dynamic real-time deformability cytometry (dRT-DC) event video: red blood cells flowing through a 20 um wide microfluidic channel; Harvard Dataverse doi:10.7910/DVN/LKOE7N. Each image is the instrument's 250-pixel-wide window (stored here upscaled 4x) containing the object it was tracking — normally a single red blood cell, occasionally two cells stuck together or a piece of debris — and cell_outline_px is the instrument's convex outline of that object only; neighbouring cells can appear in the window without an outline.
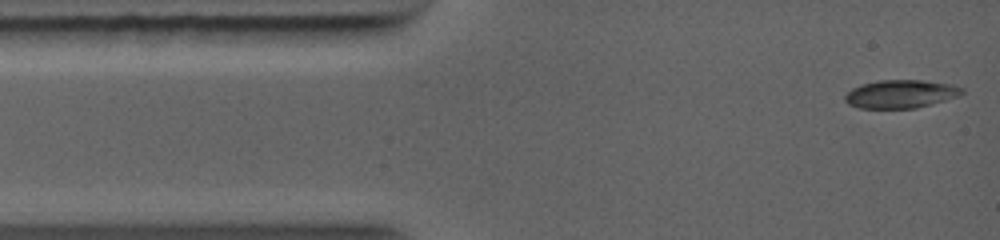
{"species": "common noctule bat (a hibernating species)", "species_latin": "Nyctalus noctula", "temperature_condition": "warm", "stored_images_in_passage": 44, "camera_frame_rate_fps": 5000, "um_per_image_px": 0.085, "animal": {"sex": "female", "body_mass_g": 19.0, "forearm_length_mm": 56.7}, "frame": {"image": 1, "passage_image": 1, "time_ms": 0.0, "image_size_px": [1000, 240], "cell_outline_px": [[964, 92], [956, 96], [944, 100], [916, 108], [860, 108], [848, 104], [844, 100], [844, 96], [852, 88], [860, 84], [876, 80], [920, 80], [952, 84], [964, 88]], "centroid_in_image_um": [76.52, 7.98], "position_along_channel_um": 8.5, "area_um2": 19.19}}
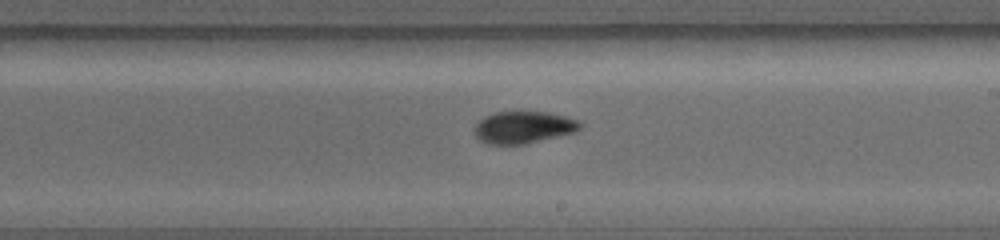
{"frame": {"image": 2, "passage_image": 21, "time_ms": 6.2, "image_size_px": [1000, 240], "cell_outline_px": [[584, 124], [580, 128], [572, 132], [524, 144], [484, 144], [476, 136], [476, 124], [484, 116], [492, 112], [548, 112], [564, 116], [576, 120]], "centroid_in_image_um": [44.46, 10.81], "position_along_channel_um": 244.5, "area_um2": 19.42}}
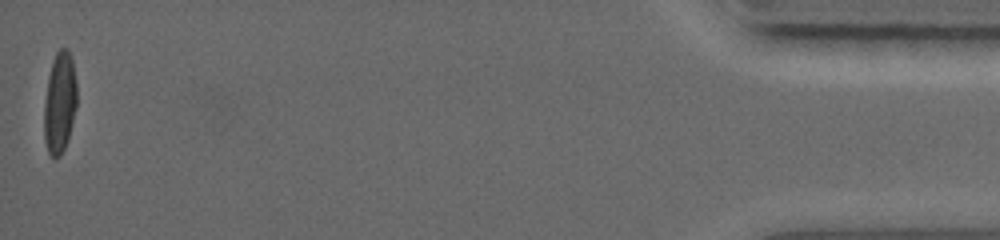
{"frame": {"image": 3, "passage_image": 44, "time_ms": 12.8, "image_size_px": [1000, 240], "cell_outline_px": [[76, 108], [68, 140], [60, 156], [52, 156], [48, 152], [44, 140], [44, 100], [48, 76], [52, 60], [56, 52], [60, 48], [68, 48], [72, 60], [76, 80]], "centroid_in_image_um": [5.06, 8.7], "position_along_channel_um": 430.1, "area_um2": 19.48}}